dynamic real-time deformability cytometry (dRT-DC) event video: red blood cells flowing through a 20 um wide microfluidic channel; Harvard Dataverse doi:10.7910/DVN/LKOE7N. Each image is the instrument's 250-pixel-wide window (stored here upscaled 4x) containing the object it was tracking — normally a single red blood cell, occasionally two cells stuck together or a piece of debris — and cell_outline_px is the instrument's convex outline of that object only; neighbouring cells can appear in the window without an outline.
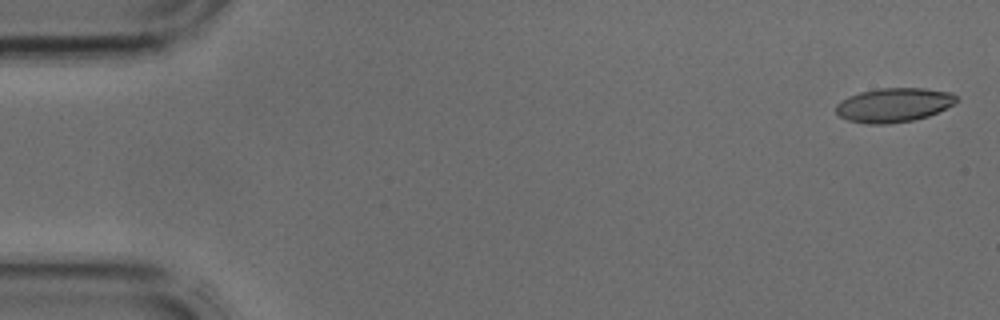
{"species": "common noctule bat (a hibernating species)", "species_latin": "Nyctalus noctula", "temperature_condition": "cold", "stored_images_in_passage": 42, "camera_frame_rate_fps": 3000, "um_per_image_px": 0.085, "animal": {"sex": "male", "body_mass_g": 17.9, "forearm_length_mm": 54.2}, "frame": {"image": 1, "passage_image": 1, "time_ms": 0.0, "image_size_px": [1000, 320], "cell_outline_px": [[960, 100], [956, 104], [928, 116], [912, 120], [888, 124], [868, 124], [848, 120], [840, 116], [836, 112], [836, 104], [848, 96], [860, 92], [876, 88], [924, 88], [952, 92]], "centroid_in_image_um": [76.0, 8.91], "position_along_channel_um": 9.0, "area_um2": 24.16}}
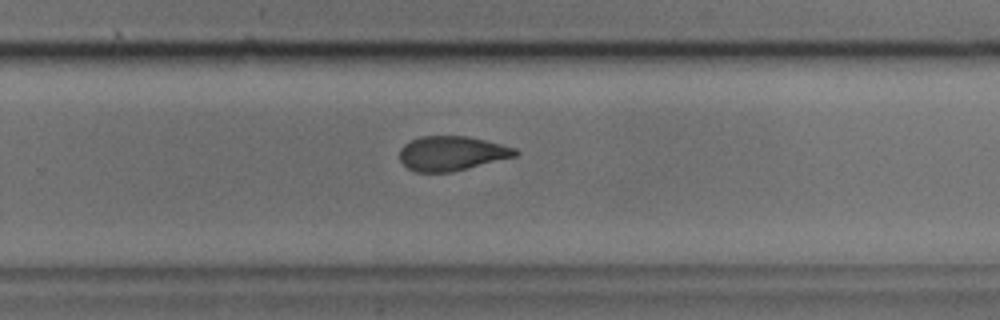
{"frame": {"image": 2, "passage_image": 27, "time_ms": 8.667, "image_size_px": [1000, 320], "cell_outline_px": [[520, 152], [516, 156], [452, 172], [416, 172], [408, 168], [400, 160], [400, 148], [404, 144], [420, 136], [468, 136], [516, 148]], "centroid_in_image_um": [38.39, 13.03], "position_along_channel_um": 291.4, "area_um2": 23.18}}
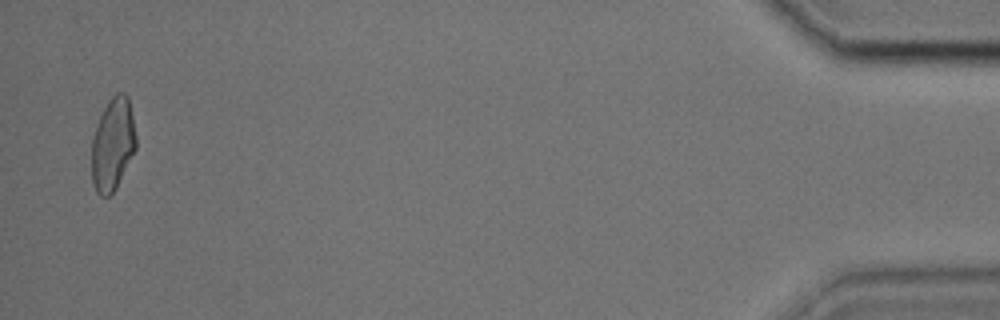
{"frame": {"image": 3, "passage_image": 41, "time_ms": 13.333, "image_size_px": [1000, 320], "cell_outline_px": [[136, 148], [116, 188], [108, 196], [100, 196], [96, 192], [92, 180], [92, 136], [96, 124], [108, 100], [116, 92], [124, 92], [128, 96], [136, 136]], "centroid_in_image_um": [9.57, 12.24], "position_along_channel_um": 425.6, "area_um2": 23.93}}